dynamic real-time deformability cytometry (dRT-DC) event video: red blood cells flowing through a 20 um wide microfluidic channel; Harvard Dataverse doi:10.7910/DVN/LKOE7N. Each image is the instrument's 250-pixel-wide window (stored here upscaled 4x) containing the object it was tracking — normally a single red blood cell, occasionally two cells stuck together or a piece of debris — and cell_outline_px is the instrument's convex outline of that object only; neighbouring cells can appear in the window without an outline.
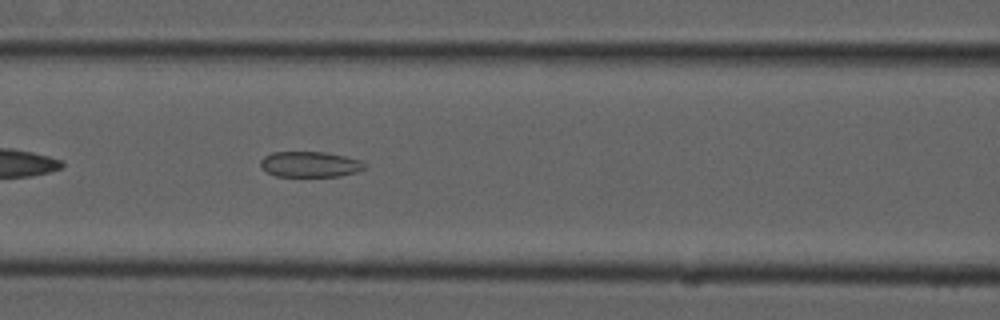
{"species": "common noctule bat (a hibernating species)", "species_latin": "Nyctalus noctula", "temperature_condition": "cold", "stored_images_in_passage": 40, "camera_frame_rate_fps": 3000, "um_per_image_px": 0.085, "animal": {"sex": "male", "forearm_length_mm": 52.5}, "frame": {"image": 1, "passage_image": 9, "time_ms": 2.667, "image_size_px": [1000, 320], "cell_outline_px": [[368, 168], [356, 172], [340, 176], [276, 176], [260, 168], [260, 160], [264, 156], [272, 152], [324, 152], [344, 156], [360, 160], [368, 164]], "centroid_in_image_um": [26.37, 13.97], "position_along_channel_um": 140.2, "area_um2": 15.66}}
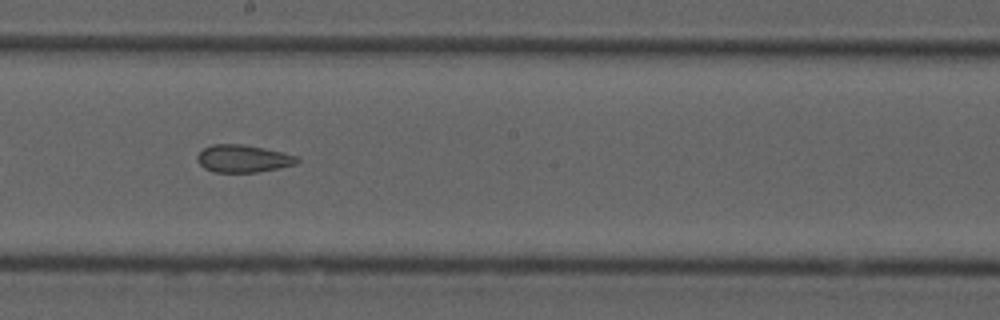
{"frame": {"image": 2, "passage_image": 16, "time_ms": 5.0, "image_size_px": [1000, 320], "cell_outline_px": [[300, 160], [296, 164], [280, 168], [256, 172], [212, 172], [204, 168], [196, 160], [196, 156], [204, 148], [212, 144], [244, 144], [264, 148], [296, 156]], "centroid_in_image_um": [20.64, 13.48], "position_along_channel_um": 227.6, "area_um2": 16.01}}
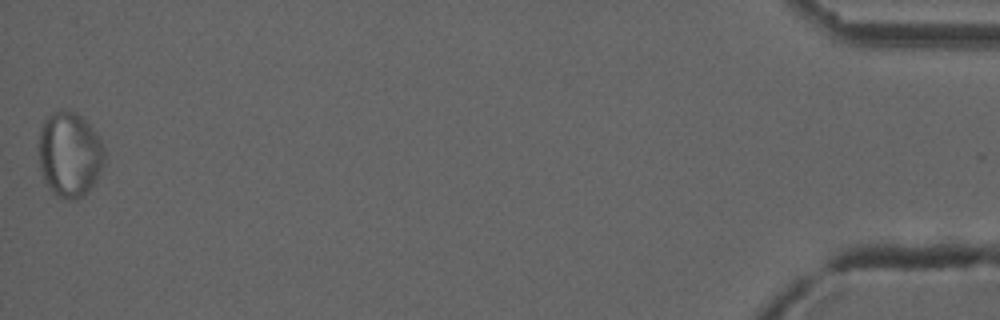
{"frame": {"image": 3, "passage_image": 40, "time_ms": 13.0, "image_size_px": [1000, 320], "cell_outline_px": [[104, 160], [96, 180], [88, 192], [76, 200], [68, 200], [52, 192], [44, 180], [40, 164], [40, 132], [44, 120], [48, 116], [60, 108], [76, 112], [96, 132], [104, 148]], "centroid_in_image_um": [5.93, 13.12], "position_along_channel_um": 429.3, "area_um2": 32.31}, "authors_computed_cell_mechanics": {"area_um2": 18.2648, "velocity_mm_per_s": 3.747, "shape_relaxation_time_tau1_ms": null, "shape_relaxation_time_tau2_ms": 1.3451, "deformation_change_tau1": null, "deformation_change_tau2": 0.0658}}